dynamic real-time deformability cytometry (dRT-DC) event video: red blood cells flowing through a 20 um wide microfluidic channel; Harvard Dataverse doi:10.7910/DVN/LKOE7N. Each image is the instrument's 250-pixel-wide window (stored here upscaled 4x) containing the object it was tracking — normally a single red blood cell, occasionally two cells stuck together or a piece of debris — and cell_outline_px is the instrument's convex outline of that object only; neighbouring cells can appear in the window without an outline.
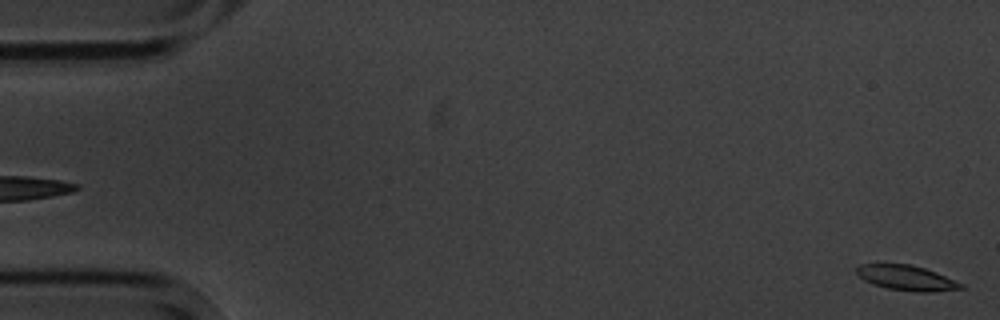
{"species": "common noctule bat (a hibernating species)", "species_latin": "Nyctalus noctula", "temperature_condition": "cold", "stored_images_in_passage": 4, "segment_of_instrument_passage": [2, 2], "camera_frame_rate_fps": 3000, "um_per_image_px": 0.085, "animal": {"sex": "male", "body_mass_g": 20.1, "forearm_length_mm": 53.5}, "frame": {"image": 1, "passage_image": 4, "time_ms": 3.667, "image_size_px": [1000, 320], "cell_outline_px": [[964, 288], [928, 292], [916, 292], [888, 288], [872, 284], [864, 280], [856, 272], [856, 268], [860, 264], [912, 264], [936, 272], [964, 284]], "centroid_in_image_um": [77.05, 23.62], "position_along_channel_um": 7.9, "area_um2": 15.14}}